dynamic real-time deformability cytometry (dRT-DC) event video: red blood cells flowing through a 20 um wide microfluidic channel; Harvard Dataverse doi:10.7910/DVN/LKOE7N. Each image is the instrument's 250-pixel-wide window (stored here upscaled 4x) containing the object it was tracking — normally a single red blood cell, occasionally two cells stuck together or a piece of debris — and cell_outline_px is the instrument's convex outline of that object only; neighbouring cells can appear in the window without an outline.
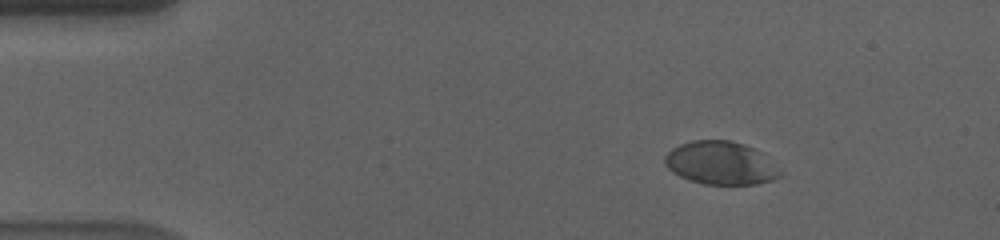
{"species": "human", "species_latin": "Homo sapiens", "temperature_condition": "cold", "stored_images_in_passage": 58, "camera_frame_rate_fps": 3000, "um_per_image_px": 0.085, "donor": {"sex": "male"}, "frame": {"image": 1, "passage_image": 9, "time_ms": 2.667, "image_size_px": [1000, 240], "cell_outline_px": [[780, 176], [772, 180], [756, 184], [704, 184], [688, 180], [672, 172], [664, 164], [664, 156], [672, 148], [680, 144], [692, 140], [732, 140], [744, 144], [760, 152], [780, 172]], "centroid_in_image_um": [61.19, 13.85], "position_along_channel_um": 23.8, "area_um2": 28.73}}
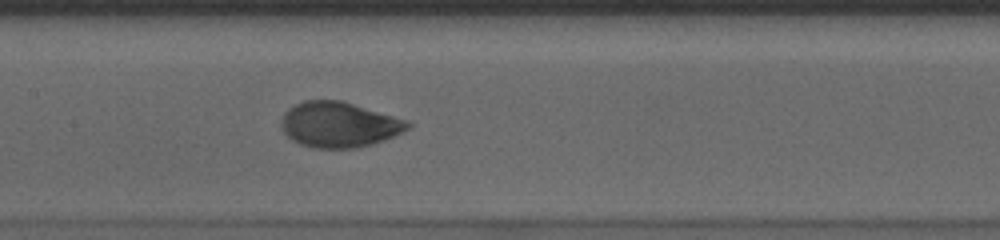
{"frame": {"image": 2, "passage_image": 29, "time_ms": 9.333, "image_size_px": [1000, 240], "cell_outline_px": [[412, 124], [408, 128], [396, 136], [372, 144], [356, 148], [312, 148], [300, 144], [292, 140], [284, 132], [280, 124], [280, 120], [284, 112], [288, 108], [304, 100], [340, 100], [408, 120]], "centroid_in_image_um": [28.8, 10.6], "position_along_channel_um": 178.6, "area_um2": 33.58}}
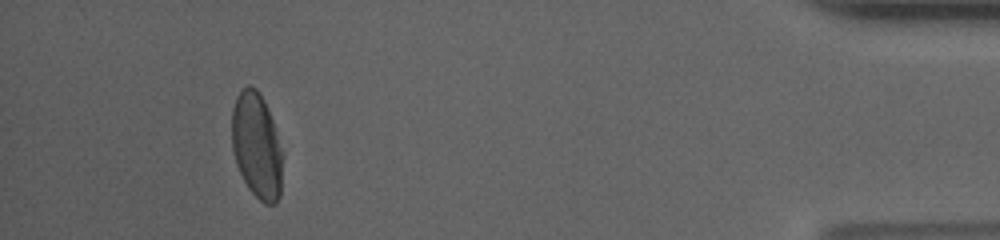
{"frame": {"image": 3, "passage_image": 54, "time_ms": 17.667, "image_size_px": [1000, 240], "cell_outline_px": [[284, 156], [280, 196], [276, 204], [264, 204], [248, 188], [236, 164], [232, 148], [232, 108], [236, 96], [248, 84], [256, 88], [260, 92], [268, 108], [284, 152]], "centroid_in_image_um": [21.85, 12.39], "position_along_channel_um": 413.3, "area_um2": 31.85}, "authors_computed_cell_mechanics": {"area_um2": 31.9923, "velocity_mm_per_s": 3.5566, "shape_relaxation_time_tau1_ms": 2.9599, "shape_relaxation_time_tau2_ms": 0.8428, "deformation_change_tau1": 0.1544, "deformation_change_tau2": 0.0372}}